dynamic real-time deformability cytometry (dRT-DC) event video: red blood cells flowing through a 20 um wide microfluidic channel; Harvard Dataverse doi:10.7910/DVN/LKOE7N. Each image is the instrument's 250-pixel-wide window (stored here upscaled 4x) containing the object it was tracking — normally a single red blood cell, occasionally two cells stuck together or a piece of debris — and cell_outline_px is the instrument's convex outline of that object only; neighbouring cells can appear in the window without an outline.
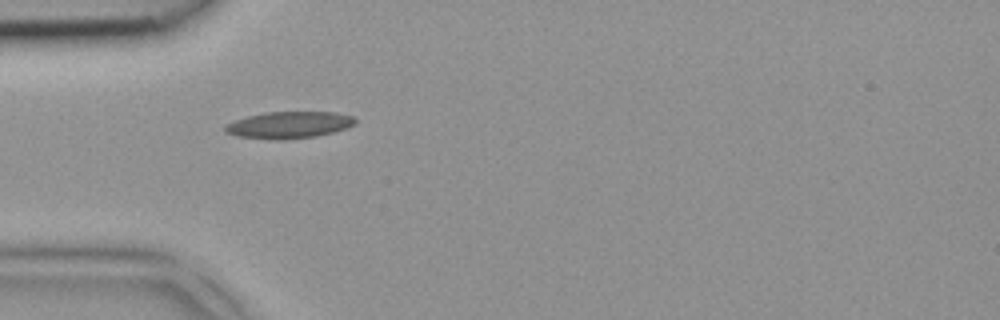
{"species": "common noctule bat (a hibernating species)", "species_latin": "Nyctalus noctula", "temperature_condition": "room temperature", "stored_images_in_passage": 2, "camera_frame_rate_fps": 3000, "um_per_image_px": 0.085, "animal": {"sex": "female", "body_mass_g": 18.4}, "frame": {"image": 1, "passage_image": 1, "time_ms": 0.0, "image_size_px": [1000, 320], "cell_outline_px": [[356, 124], [348, 128], [316, 136], [284, 140], [276, 140], [240, 136], [224, 132], [224, 124], [248, 116], [264, 112], [336, 112], [352, 116], [356, 120]], "centroid_in_image_um": [24.58, 10.62], "position_along_channel_um": 60.4, "area_um2": 20.35}}